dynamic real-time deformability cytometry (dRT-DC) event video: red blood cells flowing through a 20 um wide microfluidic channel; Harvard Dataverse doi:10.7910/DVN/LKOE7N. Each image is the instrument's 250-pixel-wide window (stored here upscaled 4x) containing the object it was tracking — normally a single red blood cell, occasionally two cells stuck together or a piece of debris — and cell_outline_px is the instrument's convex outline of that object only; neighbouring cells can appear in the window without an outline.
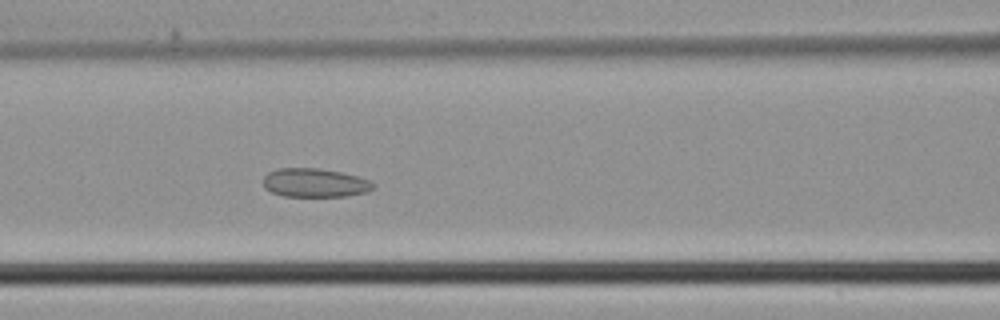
{"species": "common noctule bat (a hibernating species)", "species_latin": "Nyctalus noctula", "temperature_condition": "cold", "stored_images_in_passage": 29, "camera_frame_rate_fps": 3000, "um_per_image_px": 0.085, "animal": {"sex": "male", "body_mass_g": 21.5, "forearm_length_mm": 52.0}, "frame": {"image": 1, "passage_image": 6, "time_ms": 1.667, "image_size_px": [1000, 320], "cell_outline_px": [[376, 188], [368, 192], [348, 196], [284, 196], [272, 192], [264, 188], [264, 176], [268, 172], [276, 168], [320, 168], [340, 172], [356, 176], [368, 180], [376, 184]], "centroid_in_image_um": [26.78, 15.54], "position_along_channel_um": 139.8, "area_um2": 18.55}}
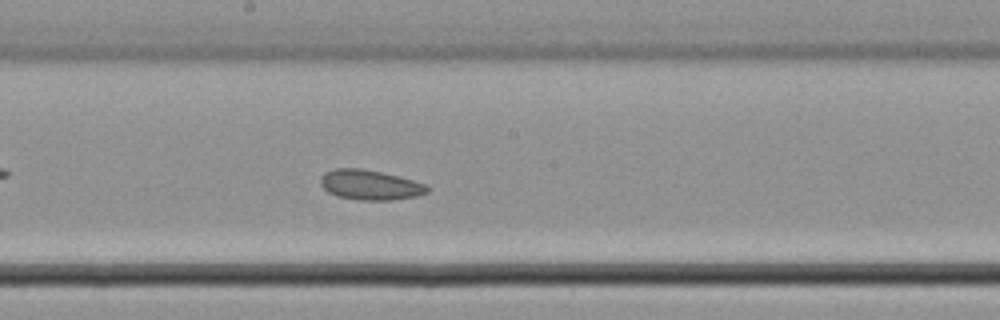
{"frame": {"image": 2, "passage_image": 11, "time_ms": 3.333, "image_size_px": [1000, 320], "cell_outline_px": [[432, 188], [428, 192], [416, 196], [392, 200], [360, 200], [336, 196], [328, 192], [320, 184], [320, 176], [324, 172], [336, 168], [360, 168], [380, 172], [428, 184]], "centroid_in_image_um": [31.45, 15.72], "position_along_channel_um": 216.7, "area_um2": 18.73}}
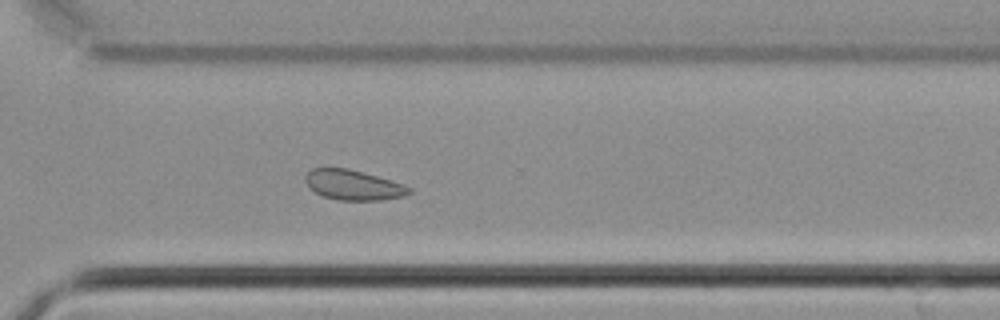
{"frame": {"image": 3, "passage_image": 19, "time_ms": 6.0, "image_size_px": [1000, 320], "cell_outline_px": [[412, 192], [404, 196], [380, 200], [340, 200], [324, 196], [308, 188], [304, 180], [304, 176], [312, 168], [348, 168], [376, 176], [412, 188]], "centroid_in_image_um": [29.98, 15.72], "position_along_channel_um": 340.6, "area_um2": 17.98}}